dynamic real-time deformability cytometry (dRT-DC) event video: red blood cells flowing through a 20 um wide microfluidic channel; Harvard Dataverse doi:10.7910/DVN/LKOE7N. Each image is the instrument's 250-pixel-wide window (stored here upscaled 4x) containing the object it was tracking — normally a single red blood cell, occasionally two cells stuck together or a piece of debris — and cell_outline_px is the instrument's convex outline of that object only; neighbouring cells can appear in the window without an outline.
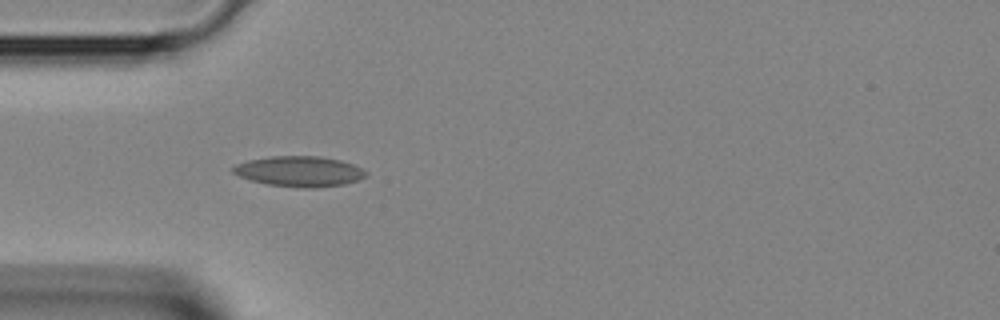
{"species": "Egyptian fruit bat (a non-hibernating species)", "species_latin": "Rousettus aegyptiacus", "temperature_condition": "room temperature", "stored_images_in_passage": 3, "camera_frame_rate_fps": 3000, "um_per_image_px": 0.085, "animal": {"sex": "female"}, "frame": {"image": 1, "passage_image": 2, "time_ms": 0.333, "image_size_px": [1000, 320], "cell_outline_px": [[368, 176], [344, 184], [316, 188], [304, 188], [268, 184], [252, 180], [240, 176], [232, 172], [232, 168], [236, 164], [248, 160], [272, 156], [320, 156], [340, 160], [352, 164], [368, 172]], "centroid_in_image_um": [25.46, 14.56], "position_along_channel_um": 59.5, "area_um2": 23.41}}
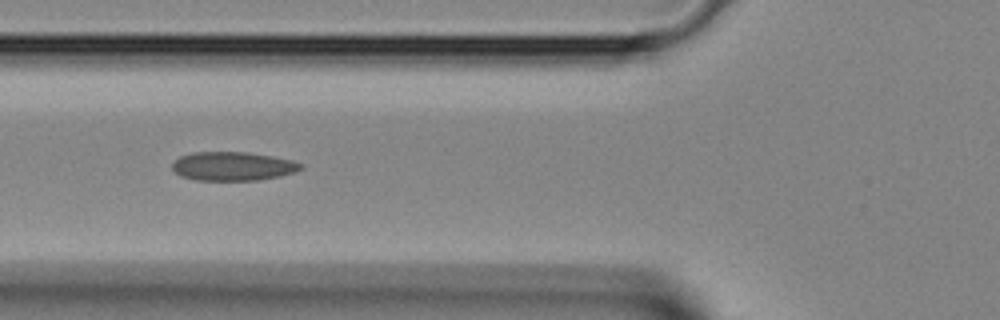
{"frame": {"image": 2, "passage_image": 3, "time_ms": 0.667, "image_size_px": [1000, 320], "cell_outline_px": [[304, 168], [280, 176], [256, 180], [196, 180], [180, 176], [172, 168], [172, 164], [180, 156], [192, 152], [248, 152], [272, 156], [292, 160], [304, 164]], "centroid_in_image_um": [19.79, 14.12], "position_along_channel_um": 106.0, "area_um2": 21.56}}